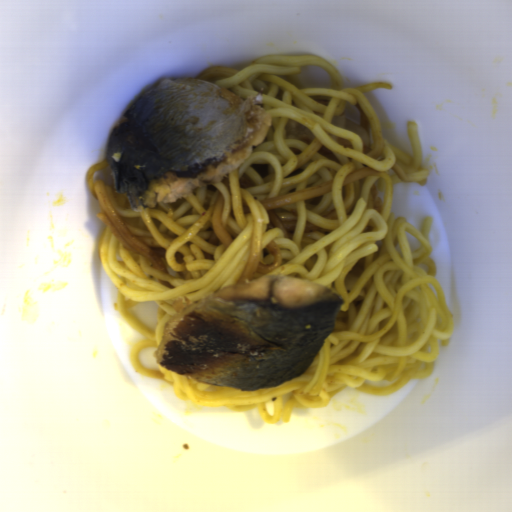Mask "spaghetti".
<instances>
[{"mask_svg": "<svg viewBox=\"0 0 512 512\" xmlns=\"http://www.w3.org/2000/svg\"><path fill=\"white\" fill-rule=\"evenodd\" d=\"M196 79L265 98L269 131L232 173L140 211L116 191L107 157L87 173L104 225L98 259L116 291L113 310L146 338L131 348L133 370L171 385L177 400L256 409L269 425L290 423L294 409L328 405L346 388L384 397L430 377L453 318L431 257L433 219L424 216L419 231L391 213L395 184L426 186L429 177L417 122L407 123L409 156L385 139L364 94L392 85L345 88L334 65L293 54L214 66ZM271 274L315 281L345 301L299 378L239 391L154 359L174 315L221 287ZM149 300L160 305L155 329L129 313Z\"/></svg>", "mask_w": 512, "mask_h": 512, "instance_id": "spaghetti-1", "label": "spaghetti"}]
</instances>
